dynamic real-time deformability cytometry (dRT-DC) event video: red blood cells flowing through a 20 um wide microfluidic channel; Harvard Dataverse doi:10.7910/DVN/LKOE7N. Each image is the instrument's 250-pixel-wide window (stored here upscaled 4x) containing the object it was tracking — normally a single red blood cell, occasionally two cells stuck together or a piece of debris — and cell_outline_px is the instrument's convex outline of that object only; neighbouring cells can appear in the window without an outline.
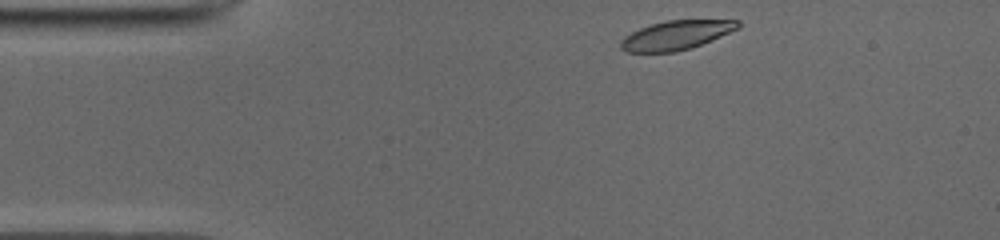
{"species": "common noctule bat (a hibernating species)", "species_latin": "Nyctalus noctula", "temperature_condition": "cold", "stored_images_in_passage": 43, "camera_frame_rate_fps": 3000, "um_per_image_px": 0.085, "animal": {"sex": "male", "body_mass_g": 19.0, "forearm_length_mm": 50.8}, "frame": {"image": 1, "passage_image": 1, "time_ms": 0.0, "image_size_px": [1000, 240], "cell_outline_px": [[740, 24], [736, 28], [728, 32], [700, 44], [688, 48], [672, 52], [628, 52], [620, 48], [620, 40], [624, 36], [640, 28], [652, 24], [668, 20], [740, 20]], "centroid_in_image_um": [57.4, 2.98], "position_along_channel_um": 27.6, "area_um2": 19.36}}
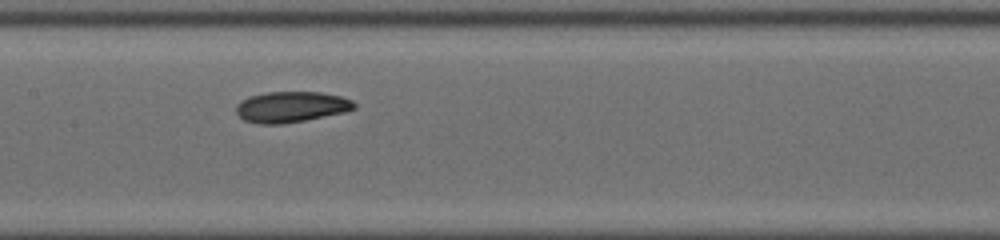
{"frame": {"image": 2, "passage_image": 17, "time_ms": 5.333, "image_size_px": [1000, 240], "cell_outline_px": [[356, 108], [344, 112], [304, 120], [280, 124], [260, 124], [244, 120], [236, 112], [236, 104], [240, 100], [248, 96], [268, 92], [320, 92], [340, 96], [352, 100], [356, 104]], "centroid_in_image_um": [24.72, 9.08], "position_along_channel_um": 182.7, "area_um2": 21.15}}
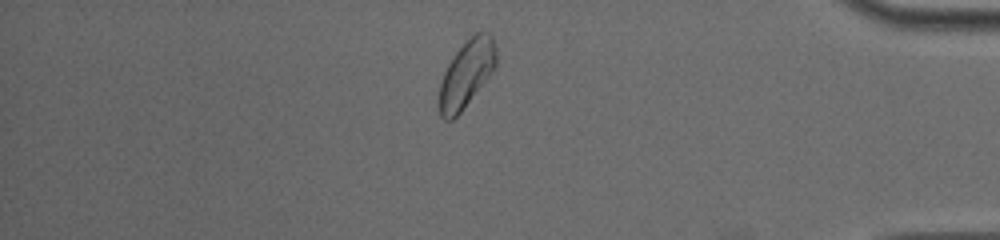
{"frame": {"image": 3, "passage_image": 36, "time_ms": 11.667, "image_size_px": [1000, 240], "cell_outline_px": [[496, 64], [492, 72], [460, 112], [452, 120], [444, 120], [440, 116], [440, 84], [444, 72], [448, 64], [456, 52], [476, 32], [488, 32], [492, 36], [496, 48]], "centroid_in_image_um": [39.66, 6.27], "position_along_channel_um": 395.5, "area_um2": 21.68}, "authors_computed_cell_mechanics": {"area_um2": 21.1548, "velocity_mm_per_s": 3.9093, "shape_relaxation_time_tau1_ms": 4.6333, "shape_relaxation_time_tau2_ms": 4.0507, "deformation_change_tau1": 0.1088, "deformation_change_tau2": 0.0738}}